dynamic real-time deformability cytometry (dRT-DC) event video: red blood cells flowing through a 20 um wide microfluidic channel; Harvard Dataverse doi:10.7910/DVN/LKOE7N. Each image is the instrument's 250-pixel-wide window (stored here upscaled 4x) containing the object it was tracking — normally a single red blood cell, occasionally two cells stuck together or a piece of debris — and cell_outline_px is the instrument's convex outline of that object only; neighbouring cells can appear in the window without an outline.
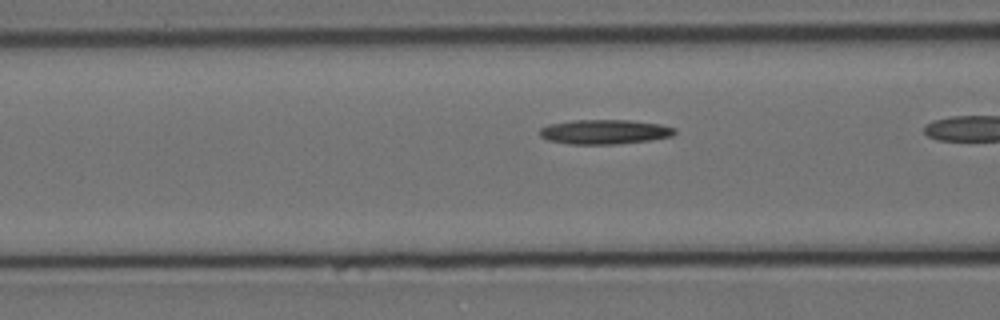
{"species": "Egyptian fruit bat (a non-hibernating species)", "species_latin": "Rousettus aegyptiacus", "temperature_condition": "cold", "stored_images_in_passage": 33, "camera_frame_rate_fps": 3000, "um_per_image_px": 0.085, "animal": {"sex": "female"}, "frame": {"image": 1, "passage_image": 11, "time_ms": 3.333, "image_size_px": [1000, 320], "cell_outline_px": [[676, 132], [672, 136], [648, 140], [620, 144], [568, 144], [548, 140], [540, 136], [540, 128], [548, 124], [572, 120], [628, 120], [660, 124], [676, 128]], "centroid_in_image_um": [51.37, 11.2], "position_along_channel_um": 115.2, "area_um2": 19.36}}
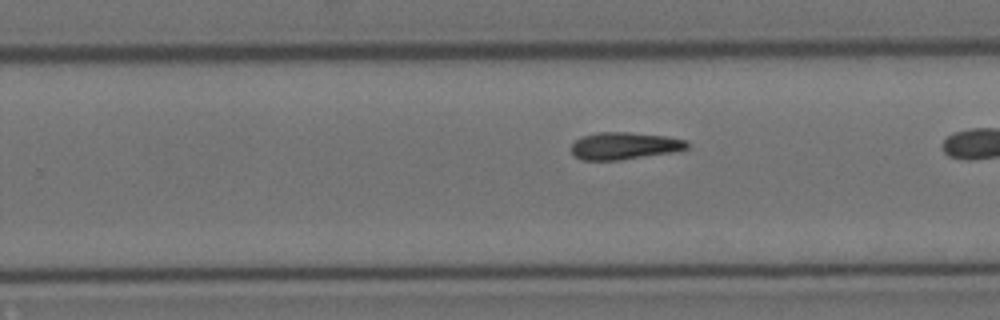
{"frame": {"image": 2, "passage_image": 25, "time_ms": 8.0, "image_size_px": [1000, 320], "cell_outline_px": [[688, 148], [672, 152], [620, 160], [580, 160], [572, 152], [572, 144], [580, 136], [600, 132], [628, 132], [668, 136], [688, 140]], "centroid_in_image_um": [53.08, 12.39], "position_along_channel_um": 276.7, "area_um2": 18.38}}
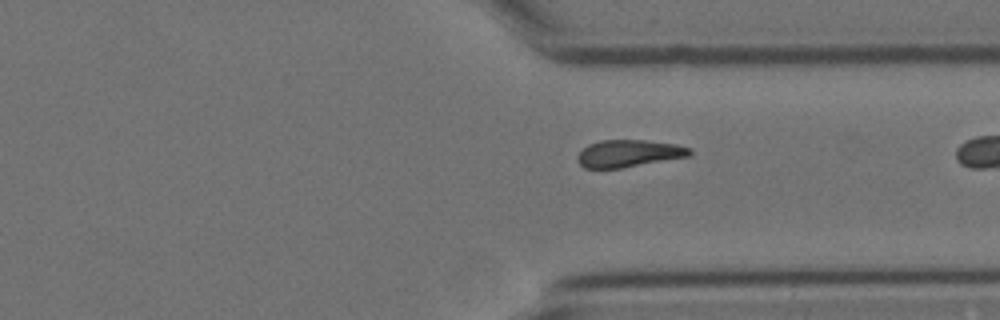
{"frame": {"image": 3, "passage_image": 32, "time_ms": 10.333, "image_size_px": [1000, 320], "cell_outline_px": [[692, 156], [620, 168], [584, 168], [576, 160], [576, 156], [588, 144], [600, 140], [644, 140], [676, 144], [692, 148]], "centroid_in_image_um": [53.46, 13.04], "position_along_channel_um": 357.9, "area_um2": 17.92}}